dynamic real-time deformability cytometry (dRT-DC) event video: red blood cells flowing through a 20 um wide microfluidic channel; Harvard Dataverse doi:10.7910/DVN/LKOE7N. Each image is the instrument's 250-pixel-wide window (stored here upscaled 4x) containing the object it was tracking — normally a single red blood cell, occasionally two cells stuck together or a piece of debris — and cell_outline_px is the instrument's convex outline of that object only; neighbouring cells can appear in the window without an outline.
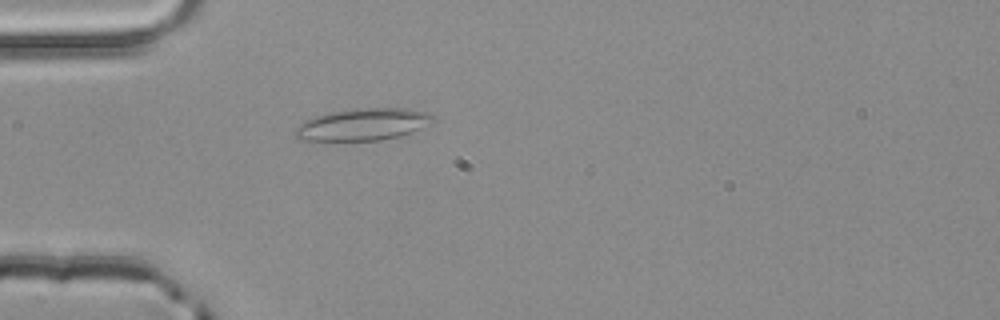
{"species": "common noctule bat (a hibernating species)", "species_latin": "Nyctalus noctula", "temperature_condition": "room temperature", "stored_images_in_passage": 2, "camera_frame_rate_fps": 3000, "um_per_image_px": 0.085, "animal": {"sex": "male", "body_mass_g": 20.4}, "frame": {"image": 1, "passage_image": 2, "time_ms": 0.333, "image_size_px": [1000, 320], "cell_outline_px": [[436, 120], [420, 128], [400, 136], [380, 140], [300, 140], [292, 132], [300, 124], [316, 116], [332, 112], [360, 108], [404, 108], [428, 112]], "centroid_in_image_um": [30.86, 10.57], "position_along_channel_um": 54.1, "area_um2": 25.32}}